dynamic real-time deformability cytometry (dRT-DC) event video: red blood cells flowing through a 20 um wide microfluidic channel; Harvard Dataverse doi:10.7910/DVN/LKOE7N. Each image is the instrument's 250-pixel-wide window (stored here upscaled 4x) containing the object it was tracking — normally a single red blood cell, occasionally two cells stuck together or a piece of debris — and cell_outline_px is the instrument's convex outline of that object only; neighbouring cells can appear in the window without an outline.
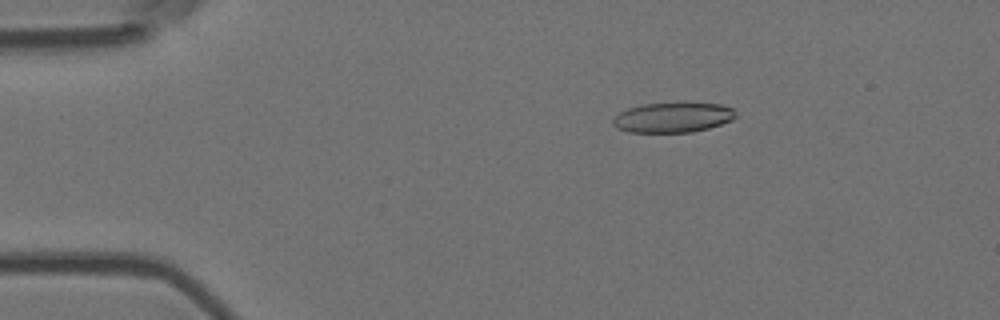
{"species": "Egyptian fruit bat (a non-hibernating species)", "species_latin": "Rousettus aegyptiacus", "temperature_condition": "room temperature", "stored_images_in_passage": 54, "camera_frame_rate_fps": 3000, "um_per_image_px": 0.085, "animal": {"sex": "female"}, "frame": {"image": 1, "passage_image": 10, "time_ms": 3.0, "image_size_px": [1000, 320], "cell_outline_px": [[736, 116], [732, 120], [708, 128], [692, 132], [628, 132], [616, 128], [612, 124], [612, 120], [620, 112], [628, 108], [644, 104], [720, 104], [732, 108], [736, 112]], "centroid_in_image_um": [57.17, 10.0], "position_along_channel_um": 27.8, "area_um2": 21.1}}
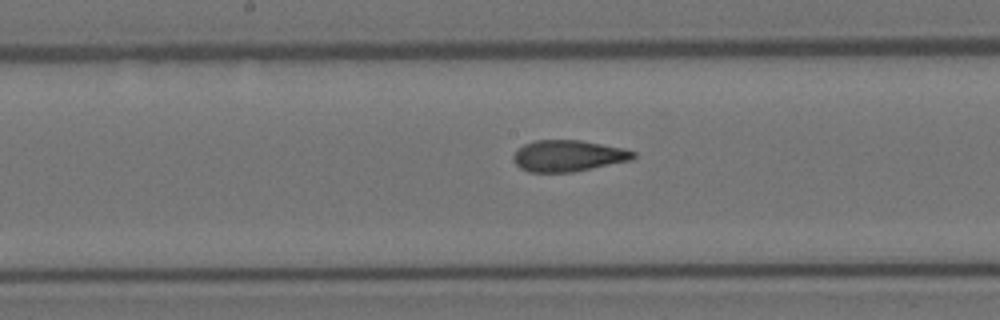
{"frame": {"image": 2, "passage_image": 29, "time_ms": 9.333, "image_size_px": [1000, 320], "cell_outline_px": [[636, 156], [632, 160], [572, 172], [528, 172], [520, 168], [512, 160], [512, 156], [524, 144], [536, 140], [580, 140], [624, 148], [636, 152]], "centroid_in_image_um": [48.3, 13.24], "position_along_channel_um": 199.9, "area_um2": 21.91}}
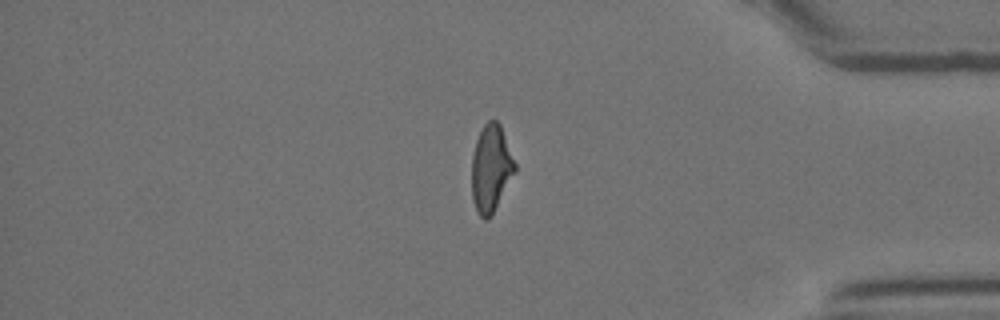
{"frame": {"image": 3, "passage_image": 47, "time_ms": 15.333, "image_size_px": [1000, 320], "cell_outline_px": [[516, 172], [492, 216], [484, 220], [476, 212], [472, 200], [472, 156], [476, 140], [484, 124], [488, 120], [496, 120], [500, 124], [516, 164]], "centroid_in_image_um": [41.74, 14.36], "position_along_channel_um": 393.5, "area_um2": 22.14}, "authors_computed_cell_mechanics": {"area_um2": 22.1374, "velocity_mm_per_s": 3.6678, "shape_relaxation_time_tau1_ms": 7.7656, "shape_relaxation_time_tau2_ms": 2.1048, "deformation_change_tau1": 0.2022, "deformation_change_tau2": 0.0861}}